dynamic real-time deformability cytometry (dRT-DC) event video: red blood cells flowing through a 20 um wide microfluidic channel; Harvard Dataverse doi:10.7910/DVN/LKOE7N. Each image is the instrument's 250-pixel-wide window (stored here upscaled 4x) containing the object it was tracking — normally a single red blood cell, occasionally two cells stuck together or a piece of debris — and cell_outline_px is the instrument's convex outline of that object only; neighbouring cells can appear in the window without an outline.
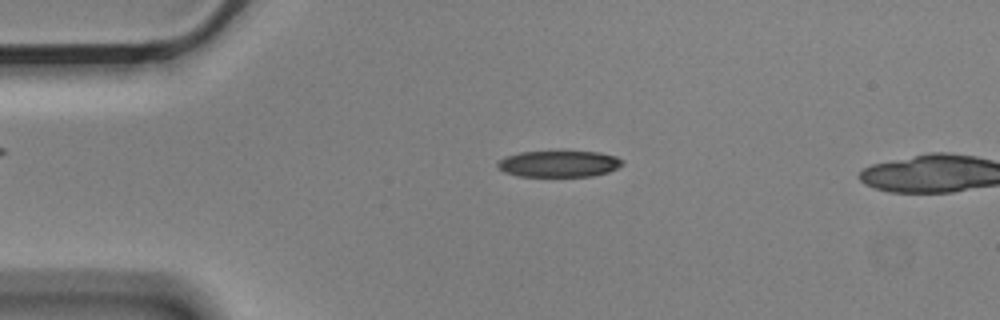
{"species": "Egyptian fruit bat (a non-hibernating species)", "species_latin": "Rousettus aegyptiacus", "temperature_condition": "cold", "stored_images_in_passage": 3, "camera_frame_rate_fps": 3000, "um_per_image_px": 0.085, "animal": {"sex": "male"}, "frame": {"image": 1, "passage_image": 2, "time_ms": 0.333, "image_size_px": [1000, 320], "cell_outline_px": [[624, 164], [608, 172], [592, 176], [516, 176], [504, 172], [496, 164], [504, 156], [520, 152], [600, 152], [616, 156], [624, 160]], "centroid_in_image_um": [47.52, 13.92], "position_along_channel_um": 37.5, "area_um2": 19.13}}